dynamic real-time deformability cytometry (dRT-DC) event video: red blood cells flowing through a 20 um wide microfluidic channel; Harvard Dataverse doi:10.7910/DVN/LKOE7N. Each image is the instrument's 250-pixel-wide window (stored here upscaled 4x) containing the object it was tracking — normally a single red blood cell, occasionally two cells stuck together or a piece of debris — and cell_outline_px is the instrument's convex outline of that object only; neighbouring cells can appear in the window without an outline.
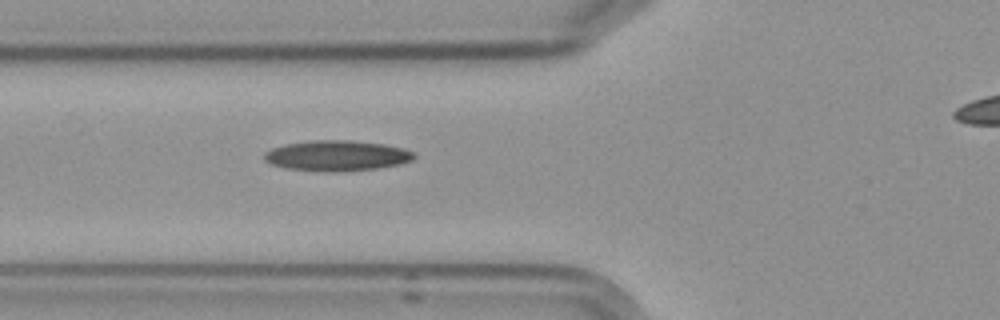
{"species": "Egyptian fruit bat (a non-hibernating species)", "species_latin": "Rousettus aegyptiacus", "temperature_condition": "cold", "stored_images_in_passage": 4, "segment_of_instrument_passage": [1, 2], "camera_frame_rate_fps": 3000, "um_per_image_px": 0.085, "frame": {"image": 1, "passage_image": 3, "time_ms": 2.333, "image_size_px": [1000, 320], "cell_outline_px": [[416, 156], [412, 160], [400, 164], [376, 168], [288, 168], [272, 164], [264, 160], [264, 152], [272, 148], [284, 144], [308, 140], [352, 140], [384, 144], [404, 148], [416, 152]], "centroid_in_image_um": [28.67, 13.15], "position_along_channel_um": 97.1, "area_um2": 25.37}}